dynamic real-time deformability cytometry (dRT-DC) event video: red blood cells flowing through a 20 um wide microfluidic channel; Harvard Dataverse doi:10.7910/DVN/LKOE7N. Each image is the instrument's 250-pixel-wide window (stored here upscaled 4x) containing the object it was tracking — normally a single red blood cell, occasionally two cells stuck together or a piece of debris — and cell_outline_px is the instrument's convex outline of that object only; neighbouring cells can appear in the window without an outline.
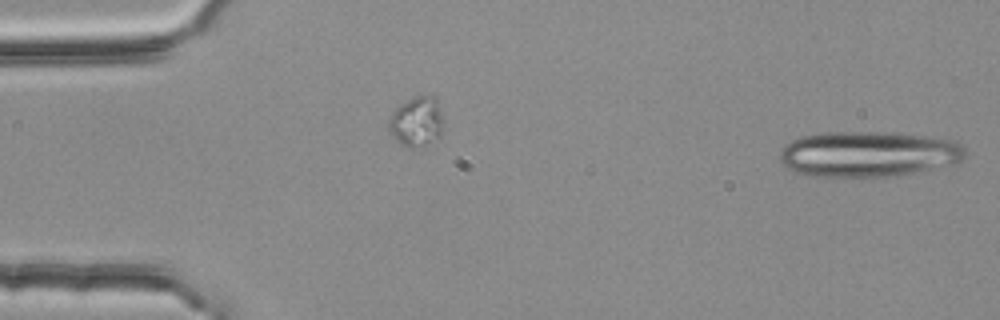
{"species": "common noctule bat (a hibernating species)", "species_latin": "Nyctalus noctula", "temperature_condition": "room temperature", "stored_images_in_passage": 17, "segment_of_instrument_passage": [2, 2], "camera_frame_rate_fps": 3000, "um_per_image_px": 0.085, "animal": {"sex": "female", "body_mass_g": 25.1}, "frame": {"image": 1, "passage_image": 17, "time_ms": 5.333, "image_size_px": [1000, 320], "cell_outline_px": [[964, 156], [956, 164], [916, 172], [884, 176], [812, 176], [792, 172], [780, 160], [780, 152], [784, 144], [800, 136], [824, 132], [888, 132], [924, 136], [952, 140], [960, 144], [964, 148]], "centroid_in_image_um": [73.77, 13.08], "position_along_channel_um": 11.2, "area_um2": 49.19}}